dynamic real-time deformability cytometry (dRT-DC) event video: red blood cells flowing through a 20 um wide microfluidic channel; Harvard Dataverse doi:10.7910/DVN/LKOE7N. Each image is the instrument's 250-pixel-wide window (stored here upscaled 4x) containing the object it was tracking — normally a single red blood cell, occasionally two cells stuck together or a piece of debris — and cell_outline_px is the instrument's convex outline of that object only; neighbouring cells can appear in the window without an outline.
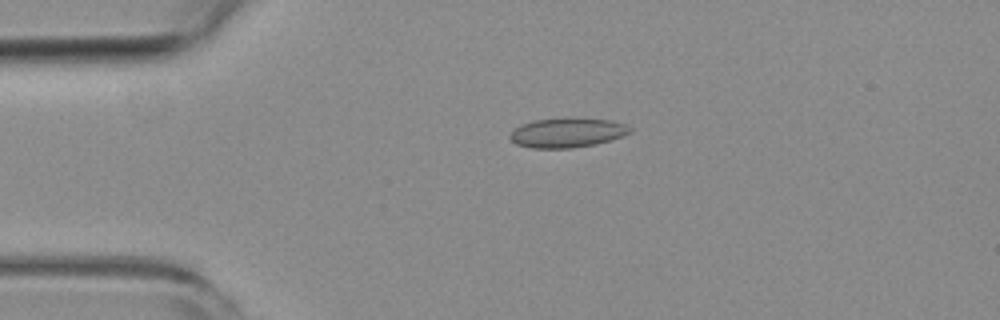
{"species": "common noctule bat (a hibernating species)", "species_latin": "Nyctalus noctula", "temperature_condition": "room temperature", "stored_images_in_passage": 54, "camera_frame_rate_fps": 3000, "um_per_image_px": 0.085, "animal": {"sex": "female", "body_mass_g": 19.3, "forearm_length_mm": 54.1}, "frame": {"image": 1, "passage_image": 12, "time_ms": 3.667, "image_size_px": [1000, 320], "cell_outline_px": [[632, 132], [624, 136], [596, 144], [572, 148], [532, 148], [516, 144], [508, 136], [520, 124], [536, 120], [568, 116], [612, 120], [624, 124], [632, 128]], "centroid_in_image_um": [48.25, 11.25], "position_along_channel_um": 36.8, "area_um2": 21.1}}
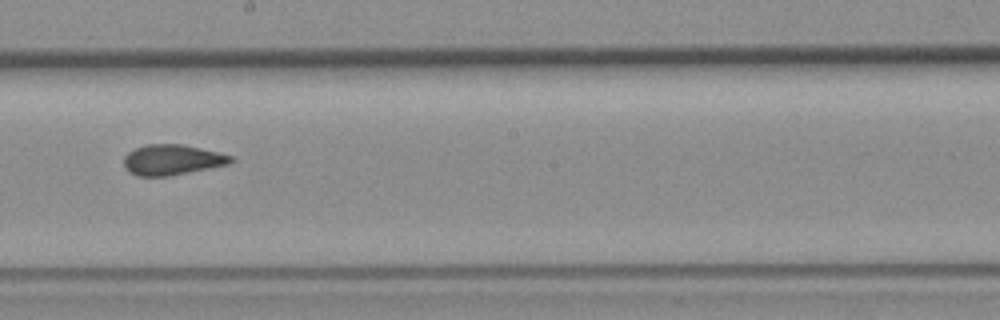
{"frame": {"image": 2, "passage_image": 30, "time_ms": 9.667, "image_size_px": [1000, 320], "cell_outline_px": [[236, 160], [228, 164], [168, 176], [136, 176], [128, 172], [124, 168], [124, 156], [128, 152], [136, 148], [148, 144], [180, 144], [220, 152], [232, 156]], "centroid_in_image_um": [14.61, 13.58], "position_along_channel_um": 233.6, "area_um2": 18.96}}
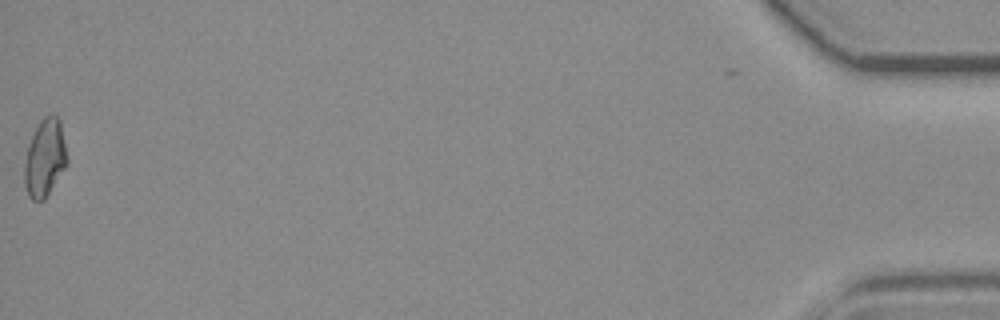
{"frame": {"image": 3, "passage_image": 54, "time_ms": 17.667, "image_size_px": [1000, 320], "cell_outline_px": [[68, 164], [44, 200], [32, 200], [28, 196], [24, 184], [24, 164], [28, 144], [40, 120], [44, 116], [56, 116], [60, 120], [68, 160]], "centroid_in_image_um": [3.81, 13.46], "position_along_channel_um": 431.4, "area_um2": 19.25}, "authors_computed_cell_mechanics": {"area_um2": 19.2185, "velocity_mm_per_s": 3.8302, "shape_relaxation_time_tau1_ms": null, "shape_relaxation_time_tau2_ms": 1.9561, "deformation_change_tau1": null, "deformation_change_tau2": 0.0644}}